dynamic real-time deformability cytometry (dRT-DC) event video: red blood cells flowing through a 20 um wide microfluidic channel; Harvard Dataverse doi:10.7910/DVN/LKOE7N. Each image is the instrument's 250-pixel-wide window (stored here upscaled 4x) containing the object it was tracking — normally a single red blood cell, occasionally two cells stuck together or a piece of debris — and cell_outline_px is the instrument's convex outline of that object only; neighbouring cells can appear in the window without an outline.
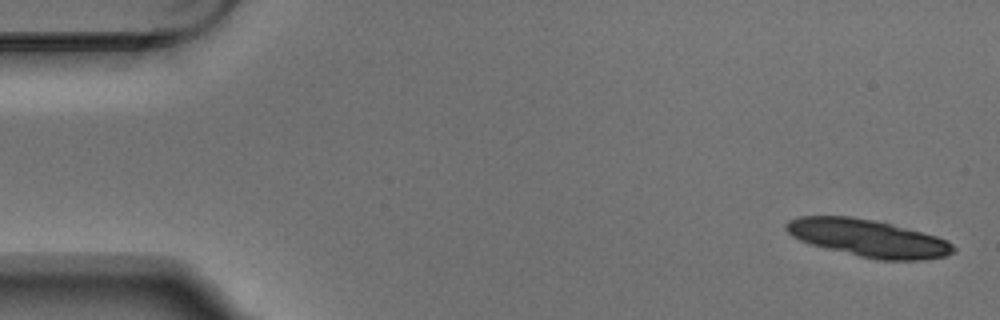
{"species": "Egyptian fruit bat (a non-hibernating species)", "species_latin": "Rousettus aegyptiacus", "temperature_condition": "warm", "stored_images_in_passage": 7, "camera_frame_rate_fps": 3000, "um_per_image_px": 0.085, "animal": {"sex": "male"}, "frame": {"image": 1, "passage_image": 1, "time_ms": 0.0, "image_size_px": [1000, 320], "cell_outline_px": [[956, 252], [944, 256], [920, 260], [876, 260], [812, 244], [800, 240], [792, 236], [784, 228], [784, 224], [788, 220], [800, 216], [852, 216], [872, 220], [924, 232], [948, 240], [956, 248]], "centroid_in_image_um": [73.81, 20.24], "position_along_channel_um": 11.2, "area_um2": 36.18}}
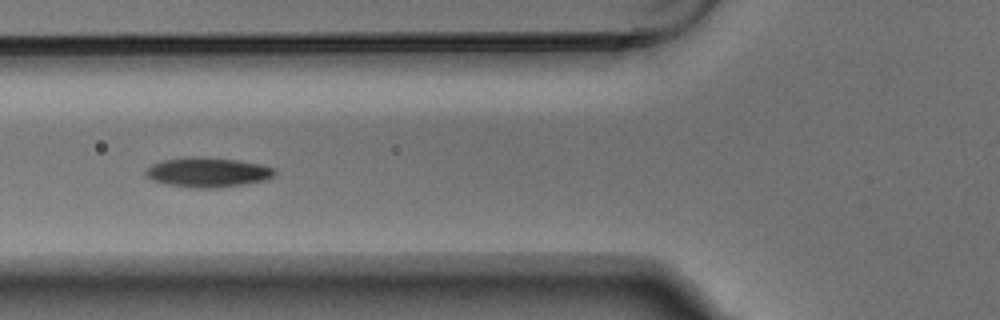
{"frame": {"image": 2, "passage_image": 6, "time_ms": 1.667, "image_size_px": [1000, 320], "cell_outline_px": [[276, 176], [264, 180], [244, 184], [216, 188], [192, 188], [164, 184], [152, 180], [144, 172], [144, 168], [152, 164], [164, 160], [184, 156], [200, 156], [236, 160], [260, 164], [276, 168]], "centroid_in_image_um": [17.64, 14.64], "position_along_channel_um": 108.2, "area_um2": 22.66}}
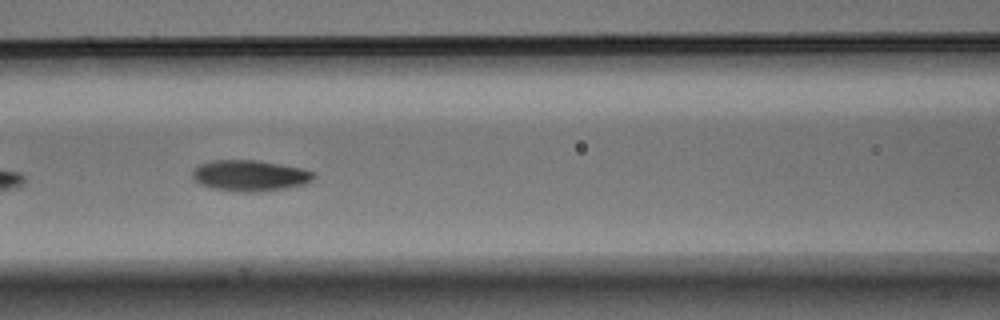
{"frame": {"image": 3, "passage_image": 7, "time_ms": 2.0, "image_size_px": [1000, 320], "cell_outline_px": [[316, 176], [312, 180], [304, 184], [288, 188], [260, 192], [240, 192], [212, 188], [200, 184], [192, 180], [192, 168], [200, 164], [212, 160], [256, 160], [280, 164], [300, 168], [316, 172]], "centroid_in_image_um": [21.22, 14.93], "position_along_channel_um": 145.4, "area_um2": 22.2}}